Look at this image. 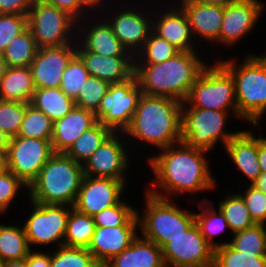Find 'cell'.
I'll list each match as a JSON object with an SVG mask.
<instances>
[{
	"label": "cell",
	"instance_id": "6da1fadb",
	"mask_svg": "<svg viewBox=\"0 0 266 267\" xmlns=\"http://www.w3.org/2000/svg\"><path fill=\"white\" fill-rule=\"evenodd\" d=\"M160 151V154L152 155L148 159L155 180L151 183L153 188L146 190L152 195L171 199L172 194H194L216 187V179L211 175L209 161L205 157L208 151L188 146L184 142L170 145ZM154 186L163 189L162 193L155 190Z\"/></svg>",
	"mask_w": 266,
	"mask_h": 267
},
{
	"label": "cell",
	"instance_id": "7a4b0ae2",
	"mask_svg": "<svg viewBox=\"0 0 266 267\" xmlns=\"http://www.w3.org/2000/svg\"><path fill=\"white\" fill-rule=\"evenodd\" d=\"M207 65L195 51H180L159 64H134V75L142 94L184 102Z\"/></svg>",
	"mask_w": 266,
	"mask_h": 267
},
{
	"label": "cell",
	"instance_id": "3957f363",
	"mask_svg": "<svg viewBox=\"0 0 266 267\" xmlns=\"http://www.w3.org/2000/svg\"><path fill=\"white\" fill-rule=\"evenodd\" d=\"M182 102L142 94L131 124L123 132L160 149L181 142Z\"/></svg>",
	"mask_w": 266,
	"mask_h": 267
},
{
	"label": "cell",
	"instance_id": "277c9868",
	"mask_svg": "<svg viewBox=\"0 0 266 267\" xmlns=\"http://www.w3.org/2000/svg\"><path fill=\"white\" fill-rule=\"evenodd\" d=\"M84 176L83 164L54 153L27 188L29 201L73 207Z\"/></svg>",
	"mask_w": 266,
	"mask_h": 267
},
{
	"label": "cell",
	"instance_id": "5b68a950",
	"mask_svg": "<svg viewBox=\"0 0 266 267\" xmlns=\"http://www.w3.org/2000/svg\"><path fill=\"white\" fill-rule=\"evenodd\" d=\"M219 63L233 78L238 115L258 125L266 113V60L261 55L249 54L237 67L232 60Z\"/></svg>",
	"mask_w": 266,
	"mask_h": 267
},
{
	"label": "cell",
	"instance_id": "8992f818",
	"mask_svg": "<svg viewBox=\"0 0 266 267\" xmlns=\"http://www.w3.org/2000/svg\"><path fill=\"white\" fill-rule=\"evenodd\" d=\"M145 193L143 216L137 211L142 237L162 249L171 239L182 235L195 223V212L180 209L171 199L154 196L148 191Z\"/></svg>",
	"mask_w": 266,
	"mask_h": 267
},
{
	"label": "cell",
	"instance_id": "52a82bcc",
	"mask_svg": "<svg viewBox=\"0 0 266 267\" xmlns=\"http://www.w3.org/2000/svg\"><path fill=\"white\" fill-rule=\"evenodd\" d=\"M182 108L231 111L242 119L238 115L233 78L218 61L212 66L207 65L200 73L187 98L182 102Z\"/></svg>",
	"mask_w": 266,
	"mask_h": 267
},
{
	"label": "cell",
	"instance_id": "ba28073f",
	"mask_svg": "<svg viewBox=\"0 0 266 267\" xmlns=\"http://www.w3.org/2000/svg\"><path fill=\"white\" fill-rule=\"evenodd\" d=\"M228 111L201 108L181 109V142L210 151L218 141L224 146L240 131L226 132ZM225 130V131H224Z\"/></svg>",
	"mask_w": 266,
	"mask_h": 267
},
{
	"label": "cell",
	"instance_id": "9c48e42d",
	"mask_svg": "<svg viewBox=\"0 0 266 267\" xmlns=\"http://www.w3.org/2000/svg\"><path fill=\"white\" fill-rule=\"evenodd\" d=\"M27 16L28 28L38 48L61 46L77 41L73 33L78 22L45 0H34ZM73 36H75V41L72 39Z\"/></svg>",
	"mask_w": 266,
	"mask_h": 267
},
{
	"label": "cell",
	"instance_id": "30bf717a",
	"mask_svg": "<svg viewBox=\"0 0 266 267\" xmlns=\"http://www.w3.org/2000/svg\"><path fill=\"white\" fill-rule=\"evenodd\" d=\"M141 95L135 75L124 82L111 84L95 112L96 119L113 132H124L131 124Z\"/></svg>",
	"mask_w": 266,
	"mask_h": 267
},
{
	"label": "cell",
	"instance_id": "8fae6325",
	"mask_svg": "<svg viewBox=\"0 0 266 267\" xmlns=\"http://www.w3.org/2000/svg\"><path fill=\"white\" fill-rule=\"evenodd\" d=\"M53 154L51 140L12 137L6 152L7 169L29 187Z\"/></svg>",
	"mask_w": 266,
	"mask_h": 267
},
{
	"label": "cell",
	"instance_id": "7c38bea8",
	"mask_svg": "<svg viewBox=\"0 0 266 267\" xmlns=\"http://www.w3.org/2000/svg\"><path fill=\"white\" fill-rule=\"evenodd\" d=\"M31 204L33 212L23 225L29 246H47L55 242L58 247L63 245L67 220L72 207L37 202H31Z\"/></svg>",
	"mask_w": 266,
	"mask_h": 267
},
{
	"label": "cell",
	"instance_id": "4fadbf2b",
	"mask_svg": "<svg viewBox=\"0 0 266 267\" xmlns=\"http://www.w3.org/2000/svg\"><path fill=\"white\" fill-rule=\"evenodd\" d=\"M214 250L194 223L182 235L171 239L162 253L167 267H213Z\"/></svg>",
	"mask_w": 266,
	"mask_h": 267
},
{
	"label": "cell",
	"instance_id": "5bb4252c",
	"mask_svg": "<svg viewBox=\"0 0 266 267\" xmlns=\"http://www.w3.org/2000/svg\"><path fill=\"white\" fill-rule=\"evenodd\" d=\"M123 134V132H112L103 141L92 156L84 162V175L113 178L126 184L124 173L127 171L130 159L125 149V142L122 144L123 141H121L124 138L121 136Z\"/></svg>",
	"mask_w": 266,
	"mask_h": 267
},
{
	"label": "cell",
	"instance_id": "9a60e30c",
	"mask_svg": "<svg viewBox=\"0 0 266 267\" xmlns=\"http://www.w3.org/2000/svg\"><path fill=\"white\" fill-rule=\"evenodd\" d=\"M126 184L121 180L85 175L73 208L94 216L104 209L117 205L122 199Z\"/></svg>",
	"mask_w": 266,
	"mask_h": 267
},
{
	"label": "cell",
	"instance_id": "2e32d148",
	"mask_svg": "<svg viewBox=\"0 0 266 267\" xmlns=\"http://www.w3.org/2000/svg\"><path fill=\"white\" fill-rule=\"evenodd\" d=\"M76 54V42L39 48L30 65L35 89L59 88L62 74Z\"/></svg>",
	"mask_w": 266,
	"mask_h": 267
},
{
	"label": "cell",
	"instance_id": "e0dca14e",
	"mask_svg": "<svg viewBox=\"0 0 266 267\" xmlns=\"http://www.w3.org/2000/svg\"><path fill=\"white\" fill-rule=\"evenodd\" d=\"M264 5L258 0H238L224 7L219 42L234 45L248 33L260 18Z\"/></svg>",
	"mask_w": 266,
	"mask_h": 267
},
{
	"label": "cell",
	"instance_id": "ac0fdd59",
	"mask_svg": "<svg viewBox=\"0 0 266 267\" xmlns=\"http://www.w3.org/2000/svg\"><path fill=\"white\" fill-rule=\"evenodd\" d=\"M123 10L115 13L111 19L107 16V22L124 48L135 58L152 31L153 18L150 19V15H144L146 12H139L135 8Z\"/></svg>",
	"mask_w": 266,
	"mask_h": 267
},
{
	"label": "cell",
	"instance_id": "d6986e66",
	"mask_svg": "<svg viewBox=\"0 0 266 267\" xmlns=\"http://www.w3.org/2000/svg\"><path fill=\"white\" fill-rule=\"evenodd\" d=\"M76 54L84 62L85 68L91 76L110 84L124 82L134 75L133 56L103 57L86 50L78 41L76 42Z\"/></svg>",
	"mask_w": 266,
	"mask_h": 267
},
{
	"label": "cell",
	"instance_id": "ffe728a7",
	"mask_svg": "<svg viewBox=\"0 0 266 267\" xmlns=\"http://www.w3.org/2000/svg\"><path fill=\"white\" fill-rule=\"evenodd\" d=\"M139 225H122L117 227L96 226L88 250L95 261L102 267L113 256L129 247L138 236Z\"/></svg>",
	"mask_w": 266,
	"mask_h": 267
},
{
	"label": "cell",
	"instance_id": "44dd1931",
	"mask_svg": "<svg viewBox=\"0 0 266 267\" xmlns=\"http://www.w3.org/2000/svg\"><path fill=\"white\" fill-rule=\"evenodd\" d=\"M180 7L186 13L194 37L201 36L208 42H219L224 7L204 4L198 0H181Z\"/></svg>",
	"mask_w": 266,
	"mask_h": 267
},
{
	"label": "cell",
	"instance_id": "7402d4cb",
	"mask_svg": "<svg viewBox=\"0 0 266 267\" xmlns=\"http://www.w3.org/2000/svg\"><path fill=\"white\" fill-rule=\"evenodd\" d=\"M97 122L95 112L75 105L63 118L53 123L51 143L54 153H65L86 130Z\"/></svg>",
	"mask_w": 266,
	"mask_h": 267
},
{
	"label": "cell",
	"instance_id": "603a6c76",
	"mask_svg": "<svg viewBox=\"0 0 266 267\" xmlns=\"http://www.w3.org/2000/svg\"><path fill=\"white\" fill-rule=\"evenodd\" d=\"M152 15L151 17L155 21V23L152 21V31L156 35L165 39L180 51H196L195 46H193L195 42H191L195 37H193L188 17L181 7L175 8L173 6L170 11H165L157 17Z\"/></svg>",
	"mask_w": 266,
	"mask_h": 267
},
{
	"label": "cell",
	"instance_id": "cb8c5ba5",
	"mask_svg": "<svg viewBox=\"0 0 266 267\" xmlns=\"http://www.w3.org/2000/svg\"><path fill=\"white\" fill-rule=\"evenodd\" d=\"M236 167L251 181L252 184L262 173L258 159V137L251 131H240L225 146Z\"/></svg>",
	"mask_w": 266,
	"mask_h": 267
},
{
	"label": "cell",
	"instance_id": "d4e9b609",
	"mask_svg": "<svg viewBox=\"0 0 266 267\" xmlns=\"http://www.w3.org/2000/svg\"><path fill=\"white\" fill-rule=\"evenodd\" d=\"M102 267H165V263L162 249L138 235L129 247L113 256Z\"/></svg>",
	"mask_w": 266,
	"mask_h": 267
},
{
	"label": "cell",
	"instance_id": "484cf974",
	"mask_svg": "<svg viewBox=\"0 0 266 267\" xmlns=\"http://www.w3.org/2000/svg\"><path fill=\"white\" fill-rule=\"evenodd\" d=\"M103 19V23L95 19V22L89 25V28H84L78 36L77 41L88 51L101 55L103 57L110 56H132L113 33L111 26ZM106 21V22H105ZM86 33H84V32Z\"/></svg>",
	"mask_w": 266,
	"mask_h": 267
},
{
	"label": "cell",
	"instance_id": "4316f807",
	"mask_svg": "<svg viewBox=\"0 0 266 267\" xmlns=\"http://www.w3.org/2000/svg\"><path fill=\"white\" fill-rule=\"evenodd\" d=\"M34 91L30 67H7L0 82V100L30 103Z\"/></svg>",
	"mask_w": 266,
	"mask_h": 267
},
{
	"label": "cell",
	"instance_id": "83f0119b",
	"mask_svg": "<svg viewBox=\"0 0 266 267\" xmlns=\"http://www.w3.org/2000/svg\"><path fill=\"white\" fill-rule=\"evenodd\" d=\"M30 104L44 112L54 123L70 112L75 101L60 88H40L35 89Z\"/></svg>",
	"mask_w": 266,
	"mask_h": 267
},
{
	"label": "cell",
	"instance_id": "f1b7e54d",
	"mask_svg": "<svg viewBox=\"0 0 266 267\" xmlns=\"http://www.w3.org/2000/svg\"><path fill=\"white\" fill-rule=\"evenodd\" d=\"M95 228L96 225L92 216L81 213L72 207L67 220L63 245L88 248Z\"/></svg>",
	"mask_w": 266,
	"mask_h": 267
},
{
	"label": "cell",
	"instance_id": "f546056e",
	"mask_svg": "<svg viewBox=\"0 0 266 267\" xmlns=\"http://www.w3.org/2000/svg\"><path fill=\"white\" fill-rule=\"evenodd\" d=\"M112 132L109 127L97 122L93 127L86 130L65 154L76 162L84 164Z\"/></svg>",
	"mask_w": 266,
	"mask_h": 267
},
{
	"label": "cell",
	"instance_id": "4dcf8cb0",
	"mask_svg": "<svg viewBox=\"0 0 266 267\" xmlns=\"http://www.w3.org/2000/svg\"><path fill=\"white\" fill-rule=\"evenodd\" d=\"M38 49L33 34L27 28L9 43L2 55L7 67H30Z\"/></svg>",
	"mask_w": 266,
	"mask_h": 267
},
{
	"label": "cell",
	"instance_id": "1f68e13d",
	"mask_svg": "<svg viewBox=\"0 0 266 267\" xmlns=\"http://www.w3.org/2000/svg\"><path fill=\"white\" fill-rule=\"evenodd\" d=\"M31 251L23 227L0 224V259L20 260Z\"/></svg>",
	"mask_w": 266,
	"mask_h": 267
},
{
	"label": "cell",
	"instance_id": "d6a6232c",
	"mask_svg": "<svg viewBox=\"0 0 266 267\" xmlns=\"http://www.w3.org/2000/svg\"><path fill=\"white\" fill-rule=\"evenodd\" d=\"M17 136L51 140L53 136V122L41 110L30 103H25V116Z\"/></svg>",
	"mask_w": 266,
	"mask_h": 267
},
{
	"label": "cell",
	"instance_id": "836d02e7",
	"mask_svg": "<svg viewBox=\"0 0 266 267\" xmlns=\"http://www.w3.org/2000/svg\"><path fill=\"white\" fill-rule=\"evenodd\" d=\"M205 201V202H203ZM201 202L202 205H198V208L200 209V214L195 213V223L200 229V232L206 239V241L214 248H218L221 246V244L214 243V236L220 235L219 233L223 232L225 228L229 229L228 223L226 222V218L223 215V213L218 209V212H216L214 204L212 202L206 201L204 198ZM207 202V205L205 206ZM204 204V206H203ZM201 207L203 209H201ZM212 207V209H211ZM205 208V209H204ZM202 210V211H201Z\"/></svg>",
	"mask_w": 266,
	"mask_h": 267
},
{
	"label": "cell",
	"instance_id": "e575fe53",
	"mask_svg": "<svg viewBox=\"0 0 266 267\" xmlns=\"http://www.w3.org/2000/svg\"><path fill=\"white\" fill-rule=\"evenodd\" d=\"M218 209L225 216L232 233L242 231L255 225L245 202L238 193L232 195L227 194L224 200L219 202Z\"/></svg>",
	"mask_w": 266,
	"mask_h": 267
},
{
	"label": "cell",
	"instance_id": "d590c367",
	"mask_svg": "<svg viewBox=\"0 0 266 267\" xmlns=\"http://www.w3.org/2000/svg\"><path fill=\"white\" fill-rule=\"evenodd\" d=\"M233 235L228 243L235 250L255 256H266V225L255 224Z\"/></svg>",
	"mask_w": 266,
	"mask_h": 267
},
{
	"label": "cell",
	"instance_id": "8d00e7d4",
	"mask_svg": "<svg viewBox=\"0 0 266 267\" xmlns=\"http://www.w3.org/2000/svg\"><path fill=\"white\" fill-rule=\"evenodd\" d=\"M179 52L178 48L151 31L142 50L136 54L134 64H159L174 57Z\"/></svg>",
	"mask_w": 266,
	"mask_h": 267
},
{
	"label": "cell",
	"instance_id": "74e56055",
	"mask_svg": "<svg viewBox=\"0 0 266 267\" xmlns=\"http://www.w3.org/2000/svg\"><path fill=\"white\" fill-rule=\"evenodd\" d=\"M213 267H266V256L241 253L224 242L214 250Z\"/></svg>",
	"mask_w": 266,
	"mask_h": 267
},
{
	"label": "cell",
	"instance_id": "f35d334b",
	"mask_svg": "<svg viewBox=\"0 0 266 267\" xmlns=\"http://www.w3.org/2000/svg\"><path fill=\"white\" fill-rule=\"evenodd\" d=\"M138 209L129 206L122 200L110 208L104 209L93 216L96 226L117 227L122 225H139Z\"/></svg>",
	"mask_w": 266,
	"mask_h": 267
},
{
	"label": "cell",
	"instance_id": "ab89813d",
	"mask_svg": "<svg viewBox=\"0 0 266 267\" xmlns=\"http://www.w3.org/2000/svg\"><path fill=\"white\" fill-rule=\"evenodd\" d=\"M53 252L50 267H101L87 248L61 245Z\"/></svg>",
	"mask_w": 266,
	"mask_h": 267
},
{
	"label": "cell",
	"instance_id": "60d3db41",
	"mask_svg": "<svg viewBox=\"0 0 266 267\" xmlns=\"http://www.w3.org/2000/svg\"><path fill=\"white\" fill-rule=\"evenodd\" d=\"M89 75L84 62L75 54L62 74V81L59 88L69 98L75 101L79 95V90H82L83 84L86 82Z\"/></svg>",
	"mask_w": 266,
	"mask_h": 267
},
{
	"label": "cell",
	"instance_id": "b9f144b4",
	"mask_svg": "<svg viewBox=\"0 0 266 267\" xmlns=\"http://www.w3.org/2000/svg\"><path fill=\"white\" fill-rule=\"evenodd\" d=\"M110 85L107 81L89 75L83 84L82 90H79L75 105L96 112Z\"/></svg>",
	"mask_w": 266,
	"mask_h": 267
},
{
	"label": "cell",
	"instance_id": "7bdbcfd3",
	"mask_svg": "<svg viewBox=\"0 0 266 267\" xmlns=\"http://www.w3.org/2000/svg\"><path fill=\"white\" fill-rule=\"evenodd\" d=\"M25 116V103L0 100V129L10 138L19 133Z\"/></svg>",
	"mask_w": 266,
	"mask_h": 267
},
{
	"label": "cell",
	"instance_id": "ee69618b",
	"mask_svg": "<svg viewBox=\"0 0 266 267\" xmlns=\"http://www.w3.org/2000/svg\"><path fill=\"white\" fill-rule=\"evenodd\" d=\"M28 28V16L18 14H0V53L9 43Z\"/></svg>",
	"mask_w": 266,
	"mask_h": 267
},
{
	"label": "cell",
	"instance_id": "f6af8a7d",
	"mask_svg": "<svg viewBox=\"0 0 266 267\" xmlns=\"http://www.w3.org/2000/svg\"><path fill=\"white\" fill-rule=\"evenodd\" d=\"M249 214L255 224L265 225L266 223V194L250 184L248 189L242 194H239Z\"/></svg>",
	"mask_w": 266,
	"mask_h": 267
},
{
	"label": "cell",
	"instance_id": "bcb514c9",
	"mask_svg": "<svg viewBox=\"0 0 266 267\" xmlns=\"http://www.w3.org/2000/svg\"><path fill=\"white\" fill-rule=\"evenodd\" d=\"M28 188L13 172L6 169L0 173V214L6 212L19 190Z\"/></svg>",
	"mask_w": 266,
	"mask_h": 267
},
{
	"label": "cell",
	"instance_id": "7dc6e473",
	"mask_svg": "<svg viewBox=\"0 0 266 267\" xmlns=\"http://www.w3.org/2000/svg\"><path fill=\"white\" fill-rule=\"evenodd\" d=\"M50 5L56 6L58 9L66 12L77 22L83 21V14L85 15V8L79 0H45ZM83 13V14H82ZM82 16V18H81ZM80 19V20H79Z\"/></svg>",
	"mask_w": 266,
	"mask_h": 267
},
{
	"label": "cell",
	"instance_id": "c3c4849f",
	"mask_svg": "<svg viewBox=\"0 0 266 267\" xmlns=\"http://www.w3.org/2000/svg\"><path fill=\"white\" fill-rule=\"evenodd\" d=\"M34 0H0V14L28 15Z\"/></svg>",
	"mask_w": 266,
	"mask_h": 267
},
{
	"label": "cell",
	"instance_id": "681fc988",
	"mask_svg": "<svg viewBox=\"0 0 266 267\" xmlns=\"http://www.w3.org/2000/svg\"><path fill=\"white\" fill-rule=\"evenodd\" d=\"M27 267H50L51 266V253L46 254L43 252L30 251L26 257Z\"/></svg>",
	"mask_w": 266,
	"mask_h": 267
},
{
	"label": "cell",
	"instance_id": "f907efd6",
	"mask_svg": "<svg viewBox=\"0 0 266 267\" xmlns=\"http://www.w3.org/2000/svg\"><path fill=\"white\" fill-rule=\"evenodd\" d=\"M258 159L261 172H266V137H258Z\"/></svg>",
	"mask_w": 266,
	"mask_h": 267
},
{
	"label": "cell",
	"instance_id": "816d5d0a",
	"mask_svg": "<svg viewBox=\"0 0 266 267\" xmlns=\"http://www.w3.org/2000/svg\"><path fill=\"white\" fill-rule=\"evenodd\" d=\"M252 185L266 194V172H262Z\"/></svg>",
	"mask_w": 266,
	"mask_h": 267
},
{
	"label": "cell",
	"instance_id": "f5cc1de1",
	"mask_svg": "<svg viewBox=\"0 0 266 267\" xmlns=\"http://www.w3.org/2000/svg\"><path fill=\"white\" fill-rule=\"evenodd\" d=\"M10 137L0 129V151H7Z\"/></svg>",
	"mask_w": 266,
	"mask_h": 267
},
{
	"label": "cell",
	"instance_id": "db71d44e",
	"mask_svg": "<svg viewBox=\"0 0 266 267\" xmlns=\"http://www.w3.org/2000/svg\"><path fill=\"white\" fill-rule=\"evenodd\" d=\"M104 0H79V2L86 8H92L96 9V7L99 8V5L102 6ZM102 4V5H101Z\"/></svg>",
	"mask_w": 266,
	"mask_h": 267
},
{
	"label": "cell",
	"instance_id": "11a10c76",
	"mask_svg": "<svg viewBox=\"0 0 266 267\" xmlns=\"http://www.w3.org/2000/svg\"><path fill=\"white\" fill-rule=\"evenodd\" d=\"M198 1L204 4L220 5L225 7L226 5L238 0H198Z\"/></svg>",
	"mask_w": 266,
	"mask_h": 267
},
{
	"label": "cell",
	"instance_id": "9f6ffc18",
	"mask_svg": "<svg viewBox=\"0 0 266 267\" xmlns=\"http://www.w3.org/2000/svg\"><path fill=\"white\" fill-rule=\"evenodd\" d=\"M6 267H27L26 258L6 261Z\"/></svg>",
	"mask_w": 266,
	"mask_h": 267
},
{
	"label": "cell",
	"instance_id": "6f0895ef",
	"mask_svg": "<svg viewBox=\"0 0 266 267\" xmlns=\"http://www.w3.org/2000/svg\"><path fill=\"white\" fill-rule=\"evenodd\" d=\"M6 152L7 151H0V173L7 169Z\"/></svg>",
	"mask_w": 266,
	"mask_h": 267
},
{
	"label": "cell",
	"instance_id": "680465c9",
	"mask_svg": "<svg viewBox=\"0 0 266 267\" xmlns=\"http://www.w3.org/2000/svg\"><path fill=\"white\" fill-rule=\"evenodd\" d=\"M6 69H7L6 62L3 58V55L0 53V82L1 79L4 77Z\"/></svg>",
	"mask_w": 266,
	"mask_h": 267
},
{
	"label": "cell",
	"instance_id": "91938a15",
	"mask_svg": "<svg viewBox=\"0 0 266 267\" xmlns=\"http://www.w3.org/2000/svg\"><path fill=\"white\" fill-rule=\"evenodd\" d=\"M0 267H6V261L0 259Z\"/></svg>",
	"mask_w": 266,
	"mask_h": 267
},
{
	"label": "cell",
	"instance_id": "94428289",
	"mask_svg": "<svg viewBox=\"0 0 266 267\" xmlns=\"http://www.w3.org/2000/svg\"><path fill=\"white\" fill-rule=\"evenodd\" d=\"M262 57L266 60V55L265 54H263Z\"/></svg>",
	"mask_w": 266,
	"mask_h": 267
}]
</instances>
